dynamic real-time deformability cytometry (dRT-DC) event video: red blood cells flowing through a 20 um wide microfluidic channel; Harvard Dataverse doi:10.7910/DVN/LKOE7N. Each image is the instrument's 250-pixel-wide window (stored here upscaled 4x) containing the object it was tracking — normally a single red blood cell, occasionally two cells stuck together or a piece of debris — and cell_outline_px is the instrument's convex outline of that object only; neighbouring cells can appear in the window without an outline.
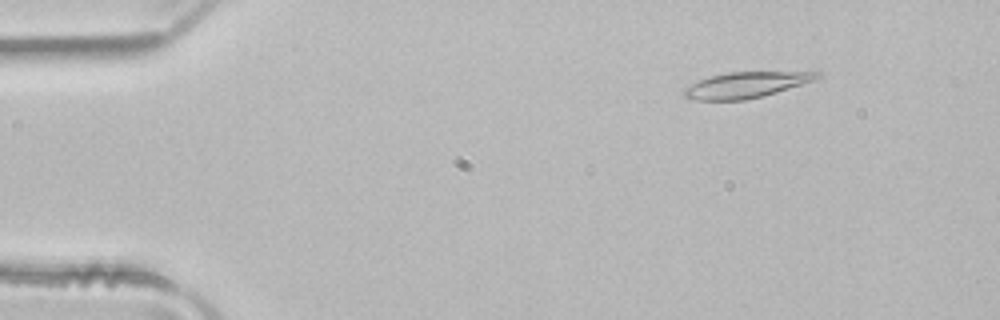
{"species": "common noctule bat (a hibernating species)", "species_latin": "Nyctalus noctula", "temperature_condition": "room temperature", "stored_images_in_passage": 50, "camera_frame_rate_fps": 3000, "um_per_image_px": 0.085, "animal": {"sex": "male", "body_mass_g": 21.5, "forearm_length_mm": 52.0}, "frame": {"image": 1, "passage_image": 6, "time_ms": 1.667, "image_size_px": [1000, 320], "cell_outline_px": [[824, 76], [776, 92], [744, 100], [696, 100], [684, 96], [684, 88], [700, 80], [712, 76], [728, 72], [820, 72]], "centroid_in_image_um": [63.39, 7.21], "position_along_channel_um": 21.6, "area_um2": 19.48}}
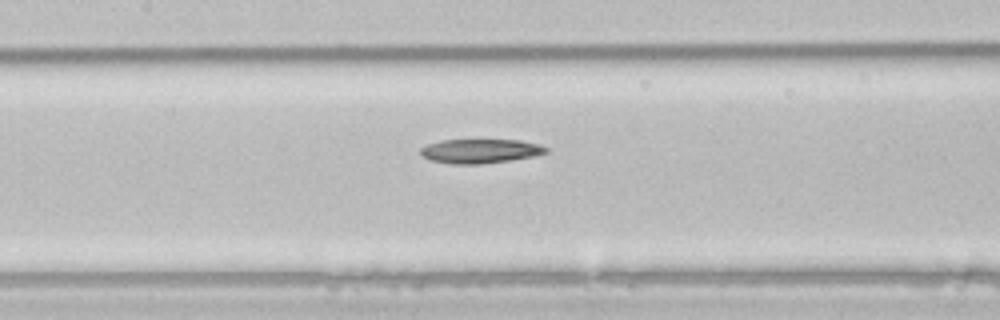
{"frame": {"image": 2, "passage_image": 23, "time_ms": 7.333, "image_size_px": [1000, 320], "cell_outline_px": [[548, 152], [532, 156], [512, 160], [480, 164], [452, 164], [428, 160], [420, 156], [420, 148], [428, 144], [440, 140], [520, 140], [540, 144], [548, 148]], "centroid_in_image_um": [40.78, 12.84], "position_along_channel_um": 166.6, "area_um2": 17.86}}
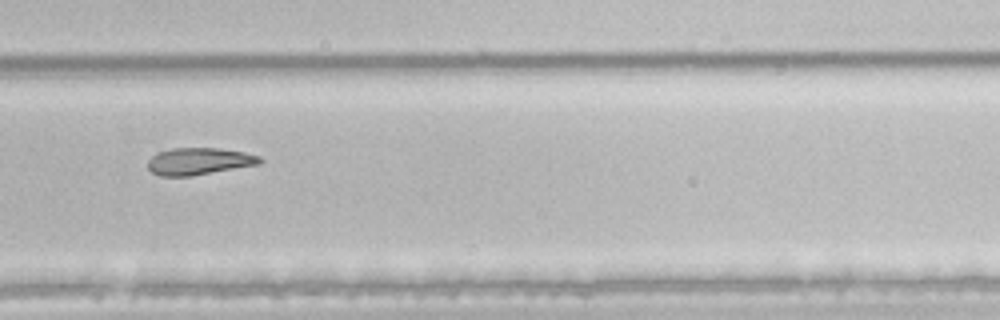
{"frame": {"image": 3, "passage_image": 34, "time_ms": 11.0, "image_size_px": [1000, 320], "cell_outline_px": [[264, 160], [260, 164], [188, 176], [160, 176], [152, 172], [148, 168], [148, 160], [152, 156], [160, 152], [172, 148], [220, 148], [244, 152], [260, 156]], "centroid_in_image_um": [16.93, 13.7], "position_along_channel_um": 312.9, "area_um2": 17.51}}